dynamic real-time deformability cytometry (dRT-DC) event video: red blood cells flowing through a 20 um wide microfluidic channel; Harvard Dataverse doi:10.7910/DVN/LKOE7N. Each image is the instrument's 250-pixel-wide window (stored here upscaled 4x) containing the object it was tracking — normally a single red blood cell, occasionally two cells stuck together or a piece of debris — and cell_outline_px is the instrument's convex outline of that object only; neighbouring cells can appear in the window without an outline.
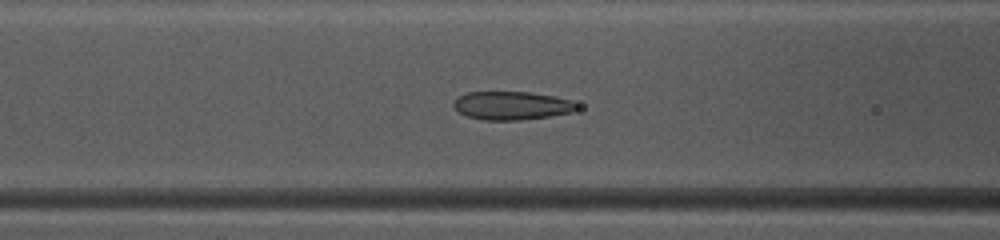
{"species": "common noctule bat (a hibernating species)", "species_latin": "Nyctalus noctula", "temperature_condition": "warm", "stored_images_in_passage": 38, "camera_frame_rate_fps": 3000, "um_per_image_px": 0.085, "animal": {"sex": "female", "body_mass_g": 10.0, "forearm_length_mm": 53.1}, "frame": {"image": 1, "passage_image": 10, "time_ms": 3.0, "image_size_px": [1000, 240], "cell_outline_px": [[580, 108], [572, 112], [548, 116], [520, 120], [484, 120], [468, 116], [460, 112], [452, 104], [460, 96], [468, 92], [532, 92], [572, 100], [580, 104]], "centroid_in_image_um": [43.56, 8.97], "position_along_channel_um": 123.0, "area_um2": 20.29}}
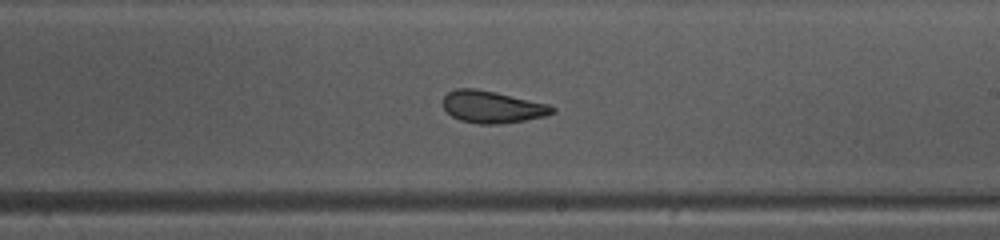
{"frame": {"image": 2, "passage_image": 19, "time_ms": 6.0, "image_size_px": [1000, 240], "cell_outline_px": [[556, 112], [544, 116], [524, 120], [500, 124], [480, 124], [460, 120], [452, 116], [444, 108], [444, 96], [448, 92], [456, 88], [476, 88], [496, 92], [548, 104], [556, 108]], "centroid_in_image_um": [41.85, 9.08], "position_along_channel_um": 247.2, "area_um2": 20.35}}
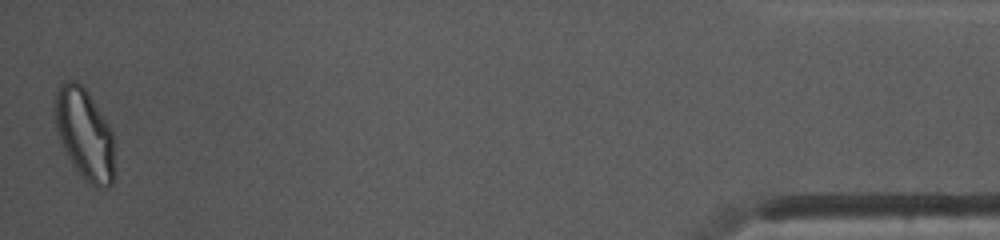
{"frame": {"image": 3, "passage_image": 38, "time_ms": 12.333, "image_size_px": [1000, 240], "cell_outline_px": [[112, 184], [108, 188], [96, 188], [84, 180], [64, 152], [56, 128], [56, 92], [60, 84], [68, 80], [76, 80], [88, 92], [108, 124], [112, 132]], "centroid_in_image_um": [7.17, 11.41], "position_along_channel_um": 428.0, "area_um2": 31.04}, "authors_computed_cell_mechanics": {"area_um2": 20.9814, "velocity_mm_per_s": 4.1352, "shape_relaxation_time_tau1_ms": 4.3897, "shape_relaxation_time_tau2_ms": 1.4682, "deformation_change_tau1": 0.1397, "deformation_change_tau2": 0.052}}